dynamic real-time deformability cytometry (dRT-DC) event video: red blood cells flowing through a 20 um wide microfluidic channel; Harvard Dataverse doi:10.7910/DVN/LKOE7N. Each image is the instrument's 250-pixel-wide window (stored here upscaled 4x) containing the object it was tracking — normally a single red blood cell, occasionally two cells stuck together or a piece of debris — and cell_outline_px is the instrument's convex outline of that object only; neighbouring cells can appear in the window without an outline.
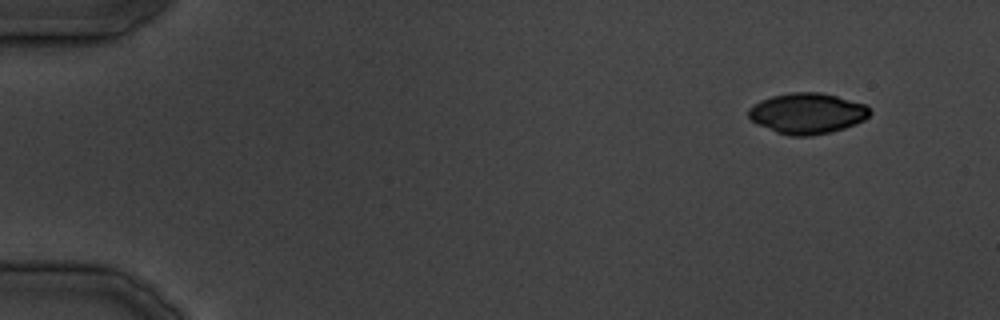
{"species": "common noctule bat (a hibernating species)", "species_latin": "Nyctalus noctula", "temperature_condition": "cold", "stored_images_in_passage": 23, "camera_frame_rate_fps": 3000, "um_per_image_px": 0.085, "animal": {"sex": "male", "body_mass_g": 19.5, "forearm_length_mm": 54.6}, "frame": {"image": 1, "passage_image": 1, "time_ms": 0.0, "image_size_px": [1000, 320], "cell_outline_px": [[872, 112], [864, 120], [856, 124], [832, 132], [812, 136], [792, 136], [776, 132], [756, 124], [748, 116], [748, 108], [760, 100], [772, 96], [792, 92], [820, 92], [836, 96], [864, 104]], "centroid_in_image_um": [68.6, 9.64], "position_along_channel_um": 16.4, "area_um2": 28.84}}
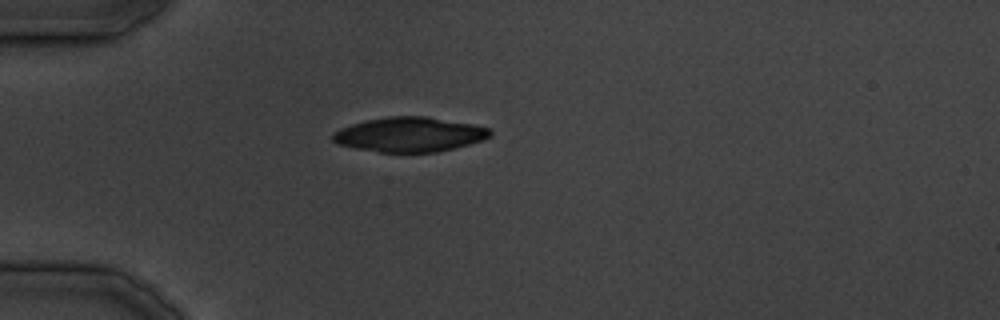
{"frame": {"image": 2, "passage_image": 8, "time_ms": 9.0, "image_size_px": [1000, 320], "cell_outline_px": [[492, 136], [484, 140], [436, 152], [380, 152], [356, 148], [336, 144], [332, 140], [332, 132], [340, 128], [364, 120], [388, 116], [428, 116], [472, 124], [492, 128]], "centroid_in_image_um": [34.81, 11.42], "position_along_channel_um": 50.2, "area_um2": 31.96}}